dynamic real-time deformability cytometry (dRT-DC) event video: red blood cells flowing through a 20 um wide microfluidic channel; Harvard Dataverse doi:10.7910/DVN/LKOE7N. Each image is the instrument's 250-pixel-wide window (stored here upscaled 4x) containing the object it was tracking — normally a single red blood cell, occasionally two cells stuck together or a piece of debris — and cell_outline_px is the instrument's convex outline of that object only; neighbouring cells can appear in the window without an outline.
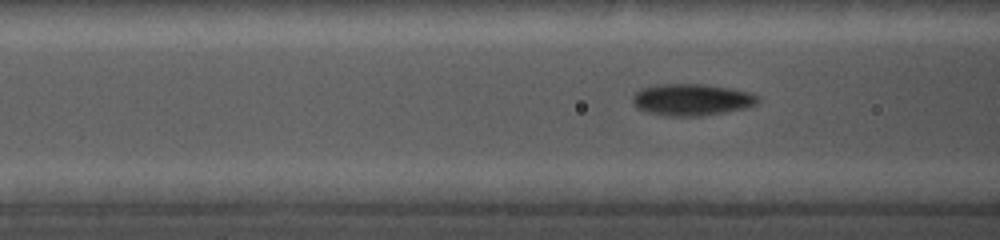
{"species": "common noctule bat (a hibernating species)", "species_latin": "Nyctalus noctula", "temperature_condition": "cold", "stored_images_in_passage": 70, "camera_frame_rate_fps": 5000, "um_per_image_px": 0.085, "animal": {"sex": "female", "body_mass_g": 19.0, "forearm_length_mm": 56.7}, "frame": {"image": 1, "passage_image": 32, "time_ms": 6.6, "image_size_px": [1000, 240], "cell_outline_px": [[760, 100], [756, 104], [744, 108], [724, 112], [700, 116], [664, 116], [648, 112], [636, 108], [632, 100], [632, 96], [640, 88], [656, 84], [704, 84], [732, 88], [748, 92], [760, 96]], "centroid_in_image_um": [58.77, 8.46], "position_along_channel_um": 107.8, "area_um2": 23.35}}
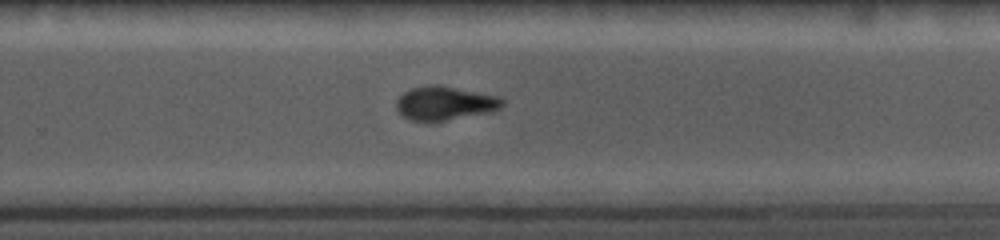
{"frame": {"image": 2, "passage_image": 56, "time_ms": 11.4, "image_size_px": [1000, 240], "cell_outline_px": [[504, 104], [500, 108], [492, 112], [444, 120], [408, 120], [396, 108], [396, 100], [404, 92], [412, 88], [432, 84], [440, 84], [500, 96], [504, 100]], "centroid_in_image_um": [37.85, 8.75], "position_along_channel_um": 292.0, "area_um2": 20.87}}
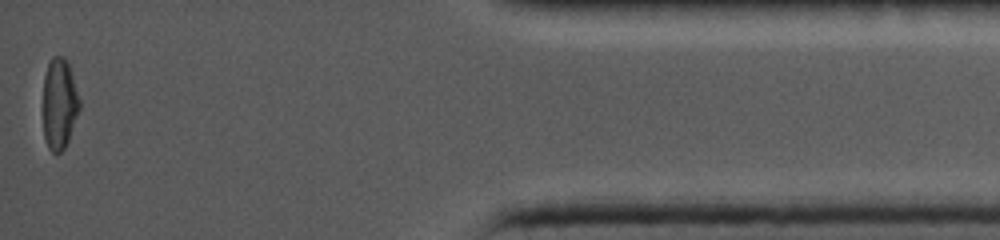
{"frame": {"image": 3, "passage_image": 70, "time_ms": 16.2, "image_size_px": [1000, 240], "cell_outline_px": [[80, 108], [68, 140], [64, 148], [60, 152], [52, 152], [48, 148], [44, 136], [44, 76], [48, 64], [52, 56], [64, 56], [68, 60], [80, 100]], "centroid_in_image_um": [5.06, 8.78], "position_along_channel_um": 430.1, "area_um2": 19.25}}